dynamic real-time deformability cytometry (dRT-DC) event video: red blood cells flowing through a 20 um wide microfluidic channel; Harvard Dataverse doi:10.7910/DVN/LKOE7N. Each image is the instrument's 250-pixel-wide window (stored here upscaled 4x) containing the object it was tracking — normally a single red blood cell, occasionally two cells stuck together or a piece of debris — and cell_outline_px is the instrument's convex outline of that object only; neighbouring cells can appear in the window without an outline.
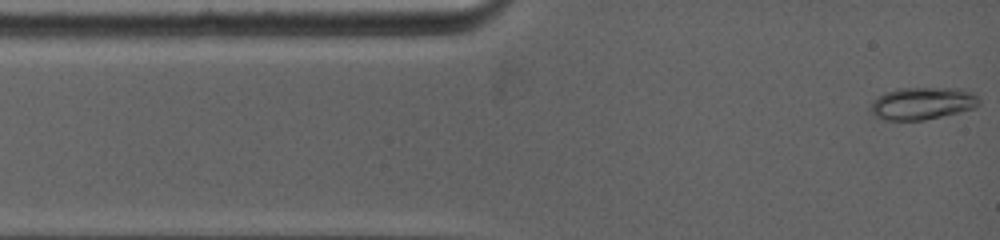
{"species": "common noctule bat (a hibernating species)", "species_latin": "Nyctalus noctula", "temperature_condition": "warm", "stored_images_in_passage": 57, "camera_frame_rate_fps": 5000, "um_per_image_px": 0.085, "animal": {"sex": "female", "body_mass_g": 19.0, "forearm_length_mm": 53.3}, "frame": {"image": 1, "passage_image": 1, "time_ms": 0.0, "image_size_px": [1000, 240], "cell_outline_px": [[980, 104], [972, 108], [960, 112], [924, 120], [884, 120], [876, 116], [868, 108], [872, 100], [876, 96], [884, 92], [896, 88], [964, 88], [972, 92], [980, 100]], "centroid_in_image_um": [78.36, 8.77], "position_along_channel_um": 6.6, "area_um2": 20.75}}
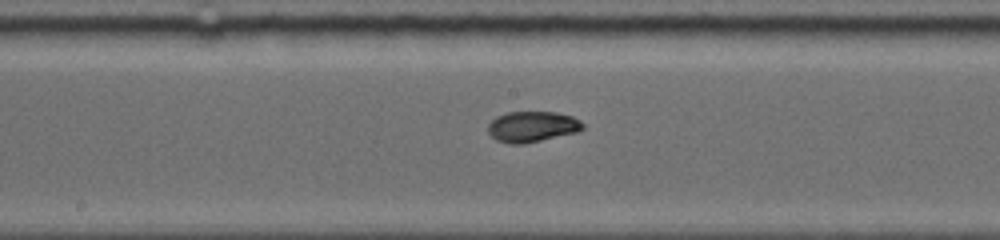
{"frame": {"image": 2, "passage_image": 22, "time_ms": 6.2, "image_size_px": [1000, 240], "cell_outline_px": [[584, 128], [576, 132], [524, 144], [512, 144], [496, 140], [488, 132], [488, 124], [496, 116], [508, 112], [556, 112], [572, 116], [580, 120], [584, 124]], "centroid_in_image_um": [45.23, 10.76], "position_along_channel_um": 203.0, "area_um2": 16.94}}
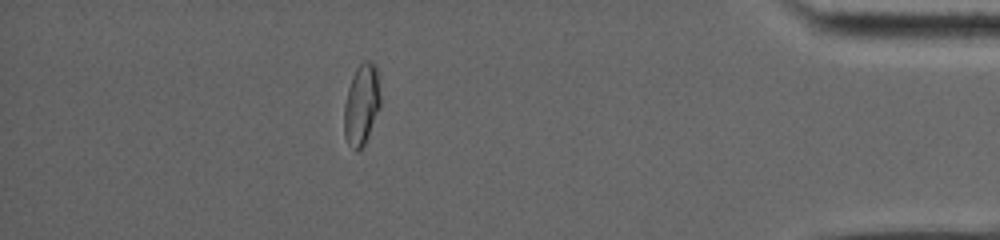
{"frame": {"image": 3, "passage_image": 44, "time_ms": 12.6, "image_size_px": [1000, 240], "cell_outline_px": [[380, 108], [368, 136], [364, 144], [356, 152], [348, 144], [344, 136], [344, 104], [348, 88], [352, 76], [356, 68], [364, 60], [368, 60], [376, 64], [380, 96]], "centroid_in_image_um": [30.72, 8.88], "position_along_channel_um": 404.5, "area_um2": 17.22}}